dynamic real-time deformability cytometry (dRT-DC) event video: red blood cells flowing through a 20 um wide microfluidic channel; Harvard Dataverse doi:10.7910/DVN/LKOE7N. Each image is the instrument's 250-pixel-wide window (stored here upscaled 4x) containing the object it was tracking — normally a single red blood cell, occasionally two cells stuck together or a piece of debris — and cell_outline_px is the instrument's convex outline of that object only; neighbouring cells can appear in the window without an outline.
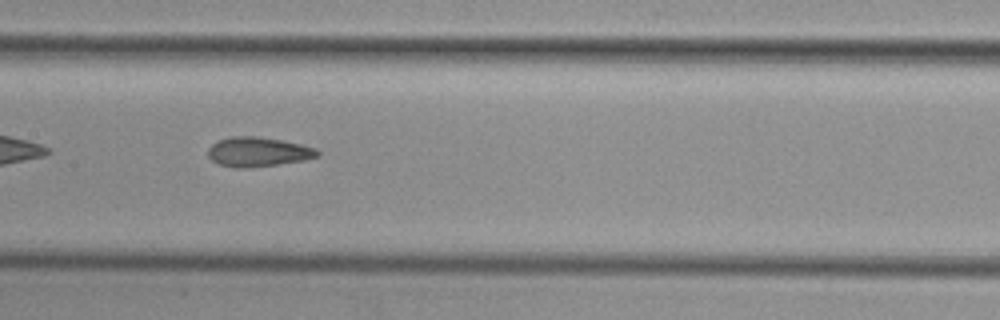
{"species": "common noctule bat (a hibernating species)", "species_latin": "Nyctalus noctula", "temperature_condition": "cold", "stored_images_in_passage": 40, "camera_frame_rate_fps": 3000, "um_per_image_px": 0.085, "animal": {"sex": "female", "body_mass_g": 29.2, "forearm_length_mm": 56.3}, "frame": {"image": 1, "passage_image": 12, "time_ms": 3.667, "image_size_px": [1000, 320], "cell_outline_px": [[320, 156], [304, 160], [248, 168], [236, 168], [220, 164], [212, 160], [208, 156], [208, 148], [212, 144], [220, 140], [232, 136], [256, 136], [280, 140], [300, 144], [316, 148], [320, 152]], "centroid_in_image_um": [21.94, 12.91], "position_along_channel_um": 185.5, "area_um2": 18.67}, "authors_computed_cell_mechanics": {"area_um2": 18.6405, "velocity_mm_per_s": 3.7531, "shape_relaxation_time_tau1_ms": null, "shape_relaxation_time_tau2_ms": 2.2695, "deformation_change_tau1": null, "deformation_change_tau2": 0.1114}}